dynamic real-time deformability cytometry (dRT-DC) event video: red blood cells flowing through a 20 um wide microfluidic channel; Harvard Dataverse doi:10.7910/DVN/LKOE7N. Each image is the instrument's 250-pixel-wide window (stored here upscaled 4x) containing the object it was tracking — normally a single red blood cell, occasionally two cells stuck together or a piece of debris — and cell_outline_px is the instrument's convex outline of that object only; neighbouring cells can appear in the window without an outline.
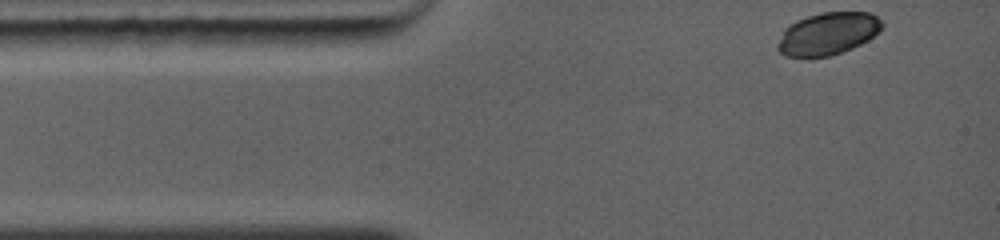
{"species": "common noctule bat (a hibernating species)", "species_latin": "Nyctalus noctula", "temperature_condition": "warm", "stored_images_in_passage": 88, "camera_frame_rate_fps": 5000, "um_per_image_px": 0.085, "animal": {"sex": "female", "body_mass_g": 19.0, "forearm_length_mm": 56.7}, "frame": {"image": 1, "passage_image": 1, "time_ms": 0.0, "image_size_px": [1000, 240], "cell_outline_px": [[884, 24], [880, 32], [868, 40], [852, 48], [828, 56], [788, 56], [780, 52], [776, 48], [776, 44], [784, 28], [796, 20], [820, 12], [868, 12], [876, 16]], "centroid_in_image_um": [70.37, 2.84], "position_along_channel_um": 14.6, "area_um2": 25.72}}
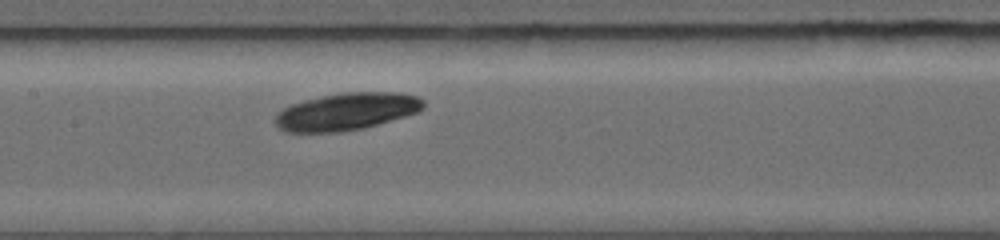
{"frame": {"image": 2, "passage_image": 31, "time_ms": 5.0, "image_size_px": [1000, 240], "cell_outline_px": [[424, 108], [416, 112], [404, 116], [364, 128], [340, 132], [284, 132], [276, 124], [276, 116], [284, 108], [292, 104], [304, 100], [340, 92], [400, 92], [416, 96], [424, 100]], "centroid_in_image_um": [29.47, 9.47], "position_along_channel_um": 177.9, "area_um2": 32.02}}
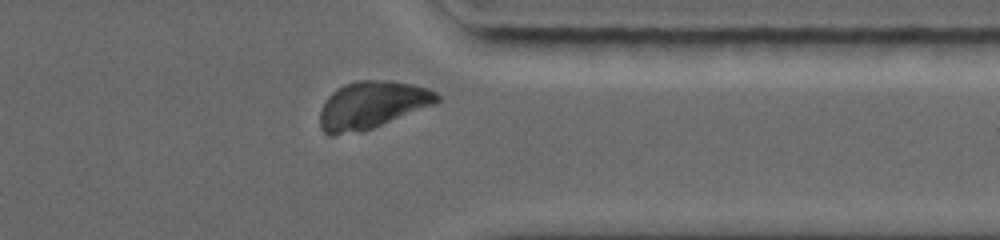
{"frame": {"image": 3, "passage_image": 73, "time_ms": 9.8, "image_size_px": [1000, 240], "cell_outline_px": [[440, 100], [432, 104], [372, 128], [360, 132], [332, 136], [328, 136], [320, 128], [320, 112], [328, 96], [332, 92], [344, 84], [356, 80], [392, 80], [412, 84], [428, 88], [436, 92], [440, 96]], "centroid_in_image_um": [31.57, 8.92], "position_along_channel_um": 379.8, "area_um2": 32.14}}